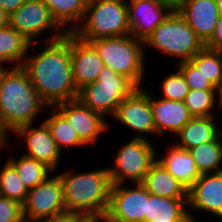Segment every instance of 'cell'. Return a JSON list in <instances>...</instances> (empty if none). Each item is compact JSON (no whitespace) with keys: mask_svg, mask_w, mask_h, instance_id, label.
Here are the masks:
<instances>
[{"mask_svg":"<svg viewBox=\"0 0 222 222\" xmlns=\"http://www.w3.org/2000/svg\"><path fill=\"white\" fill-rule=\"evenodd\" d=\"M83 222H91L89 219H85Z\"/></svg>","mask_w":222,"mask_h":222,"instance_id":"obj_46","label":"cell"},{"mask_svg":"<svg viewBox=\"0 0 222 222\" xmlns=\"http://www.w3.org/2000/svg\"><path fill=\"white\" fill-rule=\"evenodd\" d=\"M26 0H0V8L8 15L15 12Z\"/></svg>","mask_w":222,"mask_h":222,"instance_id":"obj_37","label":"cell"},{"mask_svg":"<svg viewBox=\"0 0 222 222\" xmlns=\"http://www.w3.org/2000/svg\"><path fill=\"white\" fill-rule=\"evenodd\" d=\"M9 15L0 8V29L8 26Z\"/></svg>","mask_w":222,"mask_h":222,"instance_id":"obj_40","label":"cell"},{"mask_svg":"<svg viewBox=\"0 0 222 222\" xmlns=\"http://www.w3.org/2000/svg\"><path fill=\"white\" fill-rule=\"evenodd\" d=\"M156 161L160 163L188 192L201 176L189 152L174 144L166 156Z\"/></svg>","mask_w":222,"mask_h":222,"instance_id":"obj_20","label":"cell"},{"mask_svg":"<svg viewBox=\"0 0 222 222\" xmlns=\"http://www.w3.org/2000/svg\"><path fill=\"white\" fill-rule=\"evenodd\" d=\"M64 212L66 210L63 186L58 175L28 190L26 200L22 205L24 222H34Z\"/></svg>","mask_w":222,"mask_h":222,"instance_id":"obj_9","label":"cell"},{"mask_svg":"<svg viewBox=\"0 0 222 222\" xmlns=\"http://www.w3.org/2000/svg\"><path fill=\"white\" fill-rule=\"evenodd\" d=\"M143 134L134 137L123 146L115 157V167L108 169L112 185L122 184L125 179L142 183L151 165L156 161V150Z\"/></svg>","mask_w":222,"mask_h":222,"instance_id":"obj_8","label":"cell"},{"mask_svg":"<svg viewBox=\"0 0 222 222\" xmlns=\"http://www.w3.org/2000/svg\"><path fill=\"white\" fill-rule=\"evenodd\" d=\"M0 73V118L7 130L32 125L34 117L46 104L40 99L22 67Z\"/></svg>","mask_w":222,"mask_h":222,"instance_id":"obj_2","label":"cell"},{"mask_svg":"<svg viewBox=\"0 0 222 222\" xmlns=\"http://www.w3.org/2000/svg\"><path fill=\"white\" fill-rule=\"evenodd\" d=\"M144 44L157 48L162 53L182 58L179 62L189 61L204 47L176 9L144 40Z\"/></svg>","mask_w":222,"mask_h":222,"instance_id":"obj_6","label":"cell"},{"mask_svg":"<svg viewBox=\"0 0 222 222\" xmlns=\"http://www.w3.org/2000/svg\"><path fill=\"white\" fill-rule=\"evenodd\" d=\"M45 44L44 50L25 59L21 67L28 74L40 99L47 106L54 107L78 97L72 77L71 33L67 32L60 39L54 35L45 40Z\"/></svg>","mask_w":222,"mask_h":222,"instance_id":"obj_1","label":"cell"},{"mask_svg":"<svg viewBox=\"0 0 222 222\" xmlns=\"http://www.w3.org/2000/svg\"><path fill=\"white\" fill-rule=\"evenodd\" d=\"M85 219L72 214V213H67L64 212L62 214L56 215V216H50L42 219H38L34 222H83Z\"/></svg>","mask_w":222,"mask_h":222,"instance_id":"obj_36","label":"cell"},{"mask_svg":"<svg viewBox=\"0 0 222 222\" xmlns=\"http://www.w3.org/2000/svg\"><path fill=\"white\" fill-rule=\"evenodd\" d=\"M0 222H24L22 205L0 196Z\"/></svg>","mask_w":222,"mask_h":222,"instance_id":"obj_34","label":"cell"},{"mask_svg":"<svg viewBox=\"0 0 222 222\" xmlns=\"http://www.w3.org/2000/svg\"><path fill=\"white\" fill-rule=\"evenodd\" d=\"M176 10L203 44L211 38L220 16L215 0H185Z\"/></svg>","mask_w":222,"mask_h":222,"instance_id":"obj_16","label":"cell"},{"mask_svg":"<svg viewBox=\"0 0 222 222\" xmlns=\"http://www.w3.org/2000/svg\"><path fill=\"white\" fill-rule=\"evenodd\" d=\"M179 70L185 77L189 89L216 90V87L201 73L200 70L189 60L179 62Z\"/></svg>","mask_w":222,"mask_h":222,"instance_id":"obj_33","label":"cell"},{"mask_svg":"<svg viewBox=\"0 0 222 222\" xmlns=\"http://www.w3.org/2000/svg\"><path fill=\"white\" fill-rule=\"evenodd\" d=\"M187 206L222 218V171L201 174L188 191Z\"/></svg>","mask_w":222,"mask_h":222,"instance_id":"obj_18","label":"cell"},{"mask_svg":"<svg viewBox=\"0 0 222 222\" xmlns=\"http://www.w3.org/2000/svg\"><path fill=\"white\" fill-rule=\"evenodd\" d=\"M192 214L190 213L189 216L183 220L182 222H197V220H195L194 216H191Z\"/></svg>","mask_w":222,"mask_h":222,"instance_id":"obj_44","label":"cell"},{"mask_svg":"<svg viewBox=\"0 0 222 222\" xmlns=\"http://www.w3.org/2000/svg\"><path fill=\"white\" fill-rule=\"evenodd\" d=\"M216 90L189 89L184 99V104L193 117L213 116L211 111L215 104Z\"/></svg>","mask_w":222,"mask_h":222,"instance_id":"obj_31","label":"cell"},{"mask_svg":"<svg viewBox=\"0 0 222 222\" xmlns=\"http://www.w3.org/2000/svg\"><path fill=\"white\" fill-rule=\"evenodd\" d=\"M141 184L153 195L171 199H188L185 188L157 161L151 165Z\"/></svg>","mask_w":222,"mask_h":222,"instance_id":"obj_21","label":"cell"},{"mask_svg":"<svg viewBox=\"0 0 222 222\" xmlns=\"http://www.w3.org/2000/svg\"><path fill=\"white\" fill-rule=\"evenodd\" d=\"M16 135L23 136L28 153L25 156L36 159L53 171L59 162L61 150L51 136L50 130L43 122L38 128L30 125L22 126L14 131Z\"/></svg>","mask_w":222,"mask_h":222,"instance_id":"obj_17","label":"cell"},{"mask_svg":"<svg viewBox=\"0 0 222 222\" xmlns=\"http://www.w3.org/2000/svg\"><path fill=\"white\" fill-rule=\"evenodd\" d=\"M204 47L212 50L222 51V15L219 16L211 38Z\"/></svg>","mask_w":222,"mask_h":222,"instance_id":"obj_35","label":"cell"},{"mask_svg":"<svg viewBox=\"0 0 222 222\" xmlns=\"http://www.w3.org/2000/svg\"><path fill=\"white\" fill-rule=\"evenodd\" d=\"M8 161L15 167L24 186L30 190L49 178L53 170L44 163L23 155L16 160L9 157Z\"/></svg>","mask_w":222,"mask_h":222,"instance_id":"obj_27","label":"cell"},{"mask_svg":"<svg viewBox=\"0 0 222 222\" xmlns=\"http://www.w3.org/2000/svg\"><path fill=\"white\" fill-rule=\"evenodd\" d=\"M53 109L50 111L52 116L44 121L50 130L51 136L56 142L58 148L63 146H82L85 145L77 135L76 131L70 126L66 118L57 111Z\"/></svg>","mask_w":222,"mask_h":222,"instance_id":"obj_29","label":"cell"},{"mask_svg":"<svg viewBox=\"0 0 222 222\" xmlns=\"http://www.w3.org/2000/svg\"><path fill=\"white\" fill-rule=\"evenodd\" d=\"M136 88L126 77L104 67L95 82L78 90L77 99L92 111L113 117L119 104Z\"/></svg>","mask_w":222,"mask_h":222,"instance_id":"obj_7","label":"cell"},{"mask_svg":"<svg viewBox=\"0 0 222 222\" xmlns=\"http://www.w3.org/2000/svg\"><path fill=\"white\" fill-rule=\"evenodd\" d=\"M35 47L21 33L9 25L0 29V64L3 62L14 63L13 67H21L26 58L25 54L31 47ZM18 63V64H17Z\"/></svg>","mask_w":222,"mask_h":222,"instance_id":"obj_24","label":"cell"},{"mask_svg":"<svg viewBox=\"0 0 222 222\" xmlns=\"http://www.w3.org/2000/svg\"><path fill=\"white\" fill-rule=\"evenodd\" d=\"M173 10L164 0H130L127 3L130 35L144 41Z\"/></svg>","mask_w":222,"mask_h":222,"instance_id":"obj_11","label":"cell"},{"mask_svg":"<svg viewBox=\"0 0 222 222\" xmlns=\"http://www.w3.org/2000/svg\"><path fill=\"white\" fill-rule=\"evenodd\" d=\"M3 69H4L3 66L0 64V73Z\"/></svg>","mask_w":222,"mask_h":222,"instance_id":"obj_45","label":"cell"},{"mask_svg":"<svg viewBox=\"0 0 222 222\" xmlns=\"http://www.w3.org/2000/svg\"><path fill=\"white\" fill-rule=\"evenodd\" d=\"M58 176L67 213L90 219L108 210L112 187L108 168L78 175L68 171Z\"/></svg>","mask_w":222,"mask_h":222,"instance_id":"obj_3","label":"cell"},{"mask_svg":"<svg viewBox=\"0 0 222 222\" xmlns=\"http://www.w3.org/2000/svg\"><path fill=\"white\" fill-rule=\"evenodd\" d=\"M188 199H171L147 191V213L144 222H182L188 216Z\"/></svg>","mask_w":222,"mask_h":222,"instance_id":"obj_22","label":"cell"},{"mask_svg":"<svg viewBox=\"0 0 222 222\" xmlns=\"http://www.w3.org/2000/svg\"><path fill=\"white\" fill-rule=\"evenodd\" d=\"M0 194L23 205L28 189L21 181L15 167L7 160L0 173Z\"/></svg>","mask_w":222,"mask_h":222,"instance_id":"obj_30","label":"cell"},{"mask_svg":"<svg viewBox=\"0 0 222 222\" xmlns=\"http://www.w3.org/2000/svg\"><path fill=\"white\" fill-rule=\"evenodd\" d=\"M8 25L31 43L34 42L37 35L39 36L51 28L57 31V39L67 33L57 24L42 0H26L23 5L9 15Z\"/></svg>","mask_w":222,"mask_h":222,"instance_id":"obj_10","label":"cell"},{"mask_svg":"<svg viewBox=\"0 0 222 222\" xmlns=\"http://www.w3.org/2000/svg\"><path fill=\"white\" fill-rule=\"evenodd\" d=\"M89 220L91 222H99L100 220H102L103 222H123L122 220L114 218L107 211L106 212H101L100 214L93 216Z\"/></svg>","mask_w":222,"mask_h":222,"instance_id":"obj_38","label":"cell"},{"mask_svg":"<svg viewBox=\"0 0 222 222\" xmlns=\"http://www.w3.org/2000/svg\"><path fill=\"white\" fill-rule=\"evenodd\" d=\"M220 15H222V0H215Z\"/></svg>","mask_w":222,"mask_h":222,"instance_id":"obj_43","label":"cell"},{"mask_svg":"<svg viewBox=\"0 0 222 222\" xmlns=\"http://www.w3.org/2000/svg\"><path fill=\"white\" fill-rule=\"evenodd\" d=\"M136 188H124L114 184L110 191L107 212L123 222H144L147 213V190L141 183Z\"/></svg>","mask_w":222,"mask_h":222,"instance_id":"obj_12","label":"cell"},{"mask_svg":"<svg viewBox=\"0 0 222 222\" xmlns=\"http://www.w3.org/2000/svg\"><path fill=\"white\" fill-rule=\"evenodd\" d=\"M190 61L216 88L222 84V51L203 47Z\"/></svg>","mask_w":222,"mask_h":222,"instance_id":"obj_28","label":"cell"},{"mask_svg":"<svg viewBox=\"0 0 222 222\" xmlns=\"http://www.w3.org/2000/svg\"><path fill=\"white\" fill-rule=\"evenodd\" d=\"M7 132H8V130L4 126V124L0 118V148L3 146L5 147V145L7 143V139H6V137L8 136Z\"/></svg>","mask_w":222,"mask_h":222,"instance_id":"obj_39","label":"cell"},{"mask_svg":"<svg viewBox=\"0 0 222 222\" xmlns=\"http://www.w3.org/2000/svg\"><path fill=\"white\" fill-rule=\"evenodd\" d=\"M150 105L153 113V120L156 134H163L165 130L175 133L193 117L184 101L168 100L160 98L156 100L150 95Z\"/></svg>","mask_w":222,"mask_h":222,"instance_id":"obj_19","label":"cell"},{"mask_svg":"<svg viewBox=\"0 0 222 222\" xmlns=\"http://www.w3.org/2000/svg\"><path fill=\"white\" fill-rule=\"evenodd\" d=\"M84 18L72 32L83 41L130 35L126 0H88Z\"/></svg>","mask_w":222,"mask_h":222,"instance_id":"obj_5","label":"cell"},{"mask_svg":"<svg viewBox=\"0 0 222 222\" xmlns=\"http://www.w3.org/2000/svg\"><path fill=\"white\" fill-rule=\"evenodd\" d=\"M214 116L192 117L176 134L180 136L177 146L189 150L205 142L213 141L221 132L215 122ZM221 130V131H220Z\"/></svg>","mask_w":222,"mask_h":222,"instance_id":"obj_23","label":"cell"},{"mask_svg":"<svg viewBox=\"0 0 222 222\" xmlns=\"http://www.w3.org/2000/svg\"><path fill=\"white\" fill-rule=\"evenodd\" d=\"M104 62V67L129 79L141 88L144 76V41L132 35L101 38L88 41Z\"/></svg>","mask_w":222,"mask_h":222,"instance_id":"obj_4","label":"cell"},{"mask_svg":"<svg viewBox=\"0 0 222 222\" xmlns=\"http://www.w3.org/2000/svg\"><path fill=\"white\" fill-rule=\"evenodd\" d=\"M50 10V13L57 24L64 29L69 26L66 32H74L84 19L88 0H42ZM79 22V23H78ZM63 25V26H62ZM73 25V26H72ZM72 26V27H71Z\"/></svg>","mask_w":222,"mask_h":222,"instance_id":"obj_25","label":"cell"},{"mask_svg":"<svg viewBox=\"0 0 222 222\" xmlns=\"http://www.w3.org/2000/svg\"><path fill=\"white\" fill-rule=\"evenodd\" d=\"M54 107L66 118L85 145L93 144L108 127L103 115L84 106L78 99Z\"/></svg>","mask_w":222,"mask_h":222,"instance_id":"obj_13","label":"cell"},{"mask_svg":"<svg viewBox=\"0 0 222 222\" xmlns=\"http://www.w3.org/2000/svg\"><path fill=\"white\" fill-rule=\"evenodd\" d=\"M222 132L210 142H205L197 147L189 149L200 174L211 171L220 172L219 163L222 159ZM218 169V170H217Z\"/></svg>","mask_w":222,"mask_h":222,"instance_id":"obj_26","label":"cell"},{"mask_svg":"<svg viewBox=\"0 0 222 222\" xmlns=\"http://www.w3.org/2000/svg\"><path fill=\"white\" fill-rule=\"evenodd\" d=\"M162 91L164 99L184 101L189 92V86L179 69L163 80Z\"/></svg>","mask_w":222,"mask_h":222,"instance_id":"obj_32","label":"cell"},{"mask_svg":"<svg viewBox=\"0 0 222 222\" xmlns=\"http://www.w3.org/2000/svg\"><path fill=\"white\" fill-rule=\"evenodd\" d=\"M216 92H218V94H219V103L218 104H219V107H221L222 106V84L216 88Z\"/></svg>","mask_w":222,"mask_h":222,"instance_id":"obj_42","label":"cell"},{"mask_svg":"<svg viewBox=\"0 0 222 222\" xmlns=\"http://www.w3.org/2000/svg\"><path fill=\"white\" fill-rule=\"evenodd\" d=\"M164 1L170 4L174 9H176L185 0H164Z\"/></svg>","mask_w":222,"mask_h":222,"instance_id":"obj_41","label":"cell"},{"mask_svg":"<svg viewBox=\"0 0 222 222\" xmlns=\"http://www.w3.org/2000/svg\"><path fill=\"white\" fill-rule=\"evenodd\" d=\"M71 65L72 77L76 88L93 83L104 69V62L95 48L86 41L79 39L71 32Z\"/></svg>","mask_w":222,"mask_h":222,"instance_id":"obj_15","label":"cell"},{"mask_svg":"<svg viewBox=\"0 0 222 222\" xmlns=\"http://www.w3.org/2000/svg\"><path fill=\"white\" fill-rule=\"evenodd\" d=\"M124 126L141 133H155L150 94L142 88H136L117 107L113 115Z\"/></svg>","mask_w":222,"mask_h":222,"instance_id":"obj_14","label":"cell"}]
</instances>
